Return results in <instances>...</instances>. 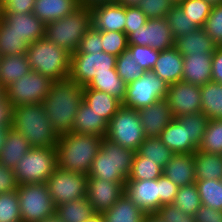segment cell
<instances>
[{
	"label": "cell",
	"mask_w": 222,
	"mask_h": 222,
	"mask_svg": "<svg viewBox=\"0 0 222 222\" xmlns=\"http://www.w3.org/2000/svg\"><path fill=\"white\" fill-rule=\"evenodd\" d=\"M83 91L84 86L69 78L54 81L51 85L42 104L59 136L72 132L75 115L83 102Z\"/></svg>",
	"instance_id": "6da1fadb"
},
{
	"label": "cell",
	"mask_w": 222,
	"mask_h": 222,
	"mask_svg": "<svg viewBox=\"0 0 222 222\" xmlns=\"http://www.w3.org/2000/svg\"><path fill=\"white\" fill-rule=\"evenodd\" d=\"M102 137L70 132L61 135L55 146L57 167L61 170L89 174L99 152Z\"/></svg>",
	"instance_id": "7a4b0ae2"
},
{
	"label": "cell",
	"mask_w": 222,
	"mask_h": 222,
	"mask_svg": "<svg viewBox=\"0 0 222 222\" xmlns=\"http://www.w3.org/2000/svg\"><path fill=\"white\" fill-rule=\"evenodd\" d=\"M11 127L22 134L32 147H55L60 137L42 103L13 107Z\"/></svg>",
	"instance_id": "3957f363"
},
{
	"label": "cell",
	"mask_w": 222,
	"mask_h": 222,
	"mask_svg": "<svg viewBox=\"0 0 222 222\" xmlns=\"http://www.w3.org/2000/svg\"><path fill=\"white\" fill-rule=\"evenodd\" d=\"M210 119L204 113L174 118L159 139L174 153L193 154L199 147Z\"/></svg>",
	"instance_id": "277c9868"
},
{
	"label": "cell",
	"mask_w": 222,
	"mask_h": 222,
	"mask_svg": "<svg viewBox=\"0 0 222 222\" xmlns=\"http://www.w3.org/2000/svg\"><path fill=\"white\" fill-rule=\"evenodd\" d=\"M135 151L122 147L103 137L88 178L126 182L131 172Z\"/></svg>",
	"instance_id": "5b68a950"
},
{
	"label": "cell",
	"mask_w": 222,
	"mask_h": 222,
	"mask_svg": "<svg viewBox=\"0 0 222 222\" xmlns=\"http://www.w3.org/2000/svg\"><path fill=\"white\" fill-rule=\"evenodd\" d=\"M91 26V9L80 5L63 18L45 24V38L72 55Z\"/></svg>",
	"instance_id": "8992f818"
},
{
	"label": "cell",
	"mask_w": 222,
	"mask_h": 222,
	"mask_svg": "<svg viewBox=\"0 0 222 222\" xmlns=\"http://www.w3.org/2000/svg\"><path fill=\"white\" fill-rule=\"evenodd\" d=\"M26 55L32 71L54 81L69 78L71 54L46 38L31 43Z\"/></svg>",
	"instance_id": "52a82bcc"
},
{
	"label": "cell",
	"mask_w": 222,
	"mask_h": 222,
	"mask_svg": "<svg viewBox=\"0 0 222 222\" xmlns=\"http://www.w3.org/2000/svg\"><path fill=\"white\" fill-rule=\"evenodd\" d=\"M56 168L55 147H31L13 170L19 186L46 183Z\"/></svg>",
	"instance_id": "ba28073f"
},
{
	"label": "cell",
	"mask_w": 222,
	"mask_h": 222,
	"mask_svg": "<svg viewBox=\"0 0 222 222\" xmlns=\"http://www.w3.org/2000/svg\"><path fill=\"white\" fill-rule=\"evenodd\" d=\"M16 191L22 222H42L55 214L56 206L47 183L19 185Z\"/></svg>",
	"instance_id": "9c48e42d"
},
{
	"label": "cell",
	"mask_w": 222,
	"mask_h": 222,
	"mask_svg": "<svg viewBox=\"0 0 222 222\" xmlns=\"http://www.w3.org/2000/svg\"><path fill=\"white\" fill-rule=\"evenodd\" d=\"M105 137L124 148L137 152L146 138L138 111L121 106L110 119Z\"/></svg>",
	"instance_id": "30bf717a"
},
{
	"label": "cell",
	"mask_w": 222,
	"mask_h": 222,
	"mask_svg": "<svg viewBox=\"0 0 222 222\" xmlns=\"http://www.w3.org/2000/svg\"><path fill=\"white\" fill-rule=\"evenodd\" d=\"M169 84L152 71L126 85V95L122 106L131 109L149 107L155 102L167 97Z\"/></svg>",
	"instance_id": "8fae6325"
},
{
	"label": "cell",
	"mask_w": 222,
	"mask_h": 222,
	"mask_svg": "<svg viewBox=\"0 0 222 222\" xmlns=\"http://www.w3.org/2000/svg\"><path fill=\"white\" fill-rule=\"evenodd\" d=\"M53 83L51 78L31 70L6 87L5 96L13 107L43 103Z\"/></svg>",
	"instance_id": "7c38bea8"
},
{
	"label": "cell",
	"mask_w": 222,
	"mask_h": 222,
	"mask_svg": "<svg viewBox=\"0 0 222 222\" xmlns=\"http://www.w3.org/2000/svg\"><path fill=\"white\" fill-rule=\"evenodd\" d=\"M117 56L104 51L73 53L70 61L69 79L81 86H87L92 78L99 74H112Z\"/></svg>",
	"instance_id": "4fadbf2b"
},
{
	"label": "cell",
	"mask_w": 222,
	"mask_h": 222,
	"mask_svg": "<svg viewBox=\"0 0 222 222\" xmlns=\"http://www.w3.org/2000/svg\"><path fill=\"white\" fill-rule=\"evenodd\" d=\"M87 178L85 173L65 171L57 167L46 182L55 206L86 198Z\"/></svg>",
	"instance_id": "5bb4252c"
},
{
	"label": "cell",
	"mask_w": 222,
	"mask_h": 222,
	"mask_svg": "<svg viewBox=\"0 0 222 222\" xmlns=\"http://www.w3.org/2000/svg\"><path fill=\"white\" fill-rule=\"evenodd\" d=\"M128 45L150 46L157 50L174 47V39L166 18L147 19L135 32L128 36Z\"/></svg>",
	"instance_id": "9a60e30c"
},
{
	"label": "cell",
	"mask_w": 222,
	"mask_h": 222,
	"mask_svg": "<svg viewBox=\"0 0 222 222\" xmlns=\"http://www.w3.org/2000/svg\"><path fill=\"white\" fill-rule=\"evenodd\" d=\"M166 99L173 118L201 112V90L198 85L183 80L170 84Z\"/></svg>",
	"instance_id": "2e32d148"
},
{
	"label": "cell",
	"mask_w": 222,
	"mask_h": 222,
	"mask_svg": "<svg viewBox=\"0 0 222 222\" xmlns=\"http://www.w3.org/2000/svg\"><path fill=\"white\" fill-rule=\"evenodd\" d=\"M125 183L87 178L86 198L95 212L103 213L110 209L125 193Z\"/></svg>",
	"instance_id": "e0dca14e"
},
{
	"label": "cell",
	"mask_w": 222,
	"mask_h": 222,
	"mask_svg": "<svg viewBox=\"0 0 222 222\" xmlns=\"http://www.w3.org/2000/svg\"><path fill=\"white\" fill-rule=\"evenodd\" d=\"M125 194L146 215L160 209L159 178L154 180L126 181Z\"/></svg>",
	"instance_id": "ac0fdd59"
},
{
	"label": "cell",
	"mask_w": 222,
	"mask_h": 222,
	"mask_svg": "<svg viewBox=\"0 0 222 222\" xmlns=\"http://www.w3.org/2000/svg\"><path fill=\"white\" fill-rule=\"evenodd\" d=\"M137 111L146 137H159L163 129L174 119L166 98Z\"/></svg>",
	"instance_id": "d6986e66"
},
{
	"label": "cell",
	"mask_w": 222,
	"mask_h": 222,
	"mask_svg": "<svg viewBox=\"0 0 222 222\" xmlns=\"http://www.w3.org/2000/svg\"><path fill=\"white\" fill-rule=\"evenodd\" d=\"M1 19L29 45L39 39L45 38V23L32 12L1 13Z\"/></svg>",
	"instance_id": "ffe728a7"
},
{
	"label": "cell",
	"mask_w": 222,
	"mask_h": 222,
	"mask_svg": "<svg viewBox=\"0 0 222 222\" xmlns=\"http://www.w3.org/2000/svg\"><path fill=\"white\" fill-rule=\"evenodd\" d=\"M92 26L99 31H118L125 33V6L112 2L91 8Z\"/></svg>",
	"instance_id": "44dd1931"
},
{
	"label": "cell",
	"mask_w": 222,
	"mask_h": 222,
	"mask_svg": "<svg viewBox=\"0 0 222 222\" xmlns=\"http://www.w3.org/2000/svg\"><path fill=\"white\" fill-rule=\"evenodd\" d=\"M212 56L196 53L185 55L182 80L198 86L212 81Z\"/></svg>",
	"instance_id": "7402d4cb"
},
{
	"label": "cell",
	"mask_w": 222,
	"mask_h": 222,
	"mask_svg": "<svg viewBox=\"0 0 222 222\" xmlns=\"http://www.w3.org/2000/svg\"><path fill=\"white\" fill-rule=\"evenodd\" d=\"M183 62L184 56L175 47L161 50L151 71L170 85L182 80Z\"/></svg>",
	"instance_id": "603a6c76"
},
{
	"label": "cell",
	"mask_w": 222,
	"mask_h": 222,
	"mask_svg": "<svg viewBox=\"0 0 222 222\" xmlns=\"http://www.w3.org/2000/svg\"><path fill=\"white\" fill-rule=\"evenodd\" d=\"M163 175L178 187L194 184L196 176L193 154H174L163 168Z\"/></svg>",
	"instance_id": "cb8c5ba5"
},
{
	"label": "cell",
	"mask_w": 222,
	"mask_h": 222,
	"mask_svg": "<svg viewBox=\"0 0 222 222\" xmlns=\"http://www.w3.org/2000/svg\"><path fill=\"white\" fill-rule=\"evenodd\" d=\"M108 123L84 101L74 118L72 132L105 137Z\"/></svg>",
	"instance_id": "d4e9b609"
},
{
	"label": "cell",
	"mask_w": 222,
	"mask_h": 222,
	"mask_svg": "<svg viewBox=\"0 0 222 222\" xmlns=\"http://www.w3.org/2000/svg\"><path fill=\"white\" fill-rule=\"evenodd\" d=\"M217 44L208 36L203 28L184 35L174 42V47L182 55L213 54Z\"/></svg>",
	"instance_id": "484cf974"
},
{
	"label": "cell",
	"mask_w": 222,
	"mask_h": 222,
	"mask_svg": "<svg viewBox=\"0 0 222 222\" xmlns=\"http://www.w3.org/2000/svg\"><path fill=\"white\" fill-rule=\"evenodd\" d=\"M27 139L12 127L8 129L5 142L0 150V163L14 169L16 164L31 149Z\"/></svg>",
	"instance_id": "4316f807"
},
{
	"label": "cell",
	"mask_w": 222,
	"mask_h": 222,
	"mask_svg": "<svg viewBox=\"0 0 222 222\" xmlns=\"http://www.w3.org/2000/svg\"><path fill=\"white\" fill-rule=\"evenodd\" d=\"M79 6L78 0H36L32 13L47 24L63 18Z\"/></svg>",
	"instance_id": "83f0119b"
},
{
	"label": "cell",
	"mask_w": 222,
	"mask_h": 222,
	"mask_svg": "<svg viewBox=\"0 0 222 222\" xmlns=\"http://www.w3.org/2000/svg\"><path fill=\"white\" fill-rule=\"evenodd\" d=\"M83 101L100 114L107 123L122 106L119 100L108 93L91 88H84Z\"/></svg>",
	"instance_id": "f1b7e54d"
},
{
	"label": "cell",
	"mask_w": 222,
	"mask_h": 222,
	"mask_svg": "<svg viewBox=\"0 0 222 222\" xmlns=\"http://www.w3.org/2000/svg\"><path fill=\"white\" fill-rule=\"evenodd\" d=\"M193 160L196 181L222 180V155L196 150Z\"/></svg>",
	"instance_id": "f546056e"
},
{
	"label": "cell",
	"mask_w": 222,
	"mask_h": 222,
	"mask_svg": "<svg viewBox=\"0 0 222 222\" xmlns=\"http://www.w3.org/2000/svg\"><path fill=\"white\" fill-rule=\"evenodd\" d=\"M102 214L105 222H143L146 216L125 193L110 209Z\"/></svg>",
	"instance_id": "4dcf8cb0"
},
{
	"label": "cell",
	"mask_w": 222,
	"mask_h": 222,
	"mask_svg": "<svg viewBox=\"0 0 222 222\" xmlns=\"http://www.w3.org/2000/svg\"><path fill=\"white\" fill-rule=\"evenodd\" d=\"M31 71L26 54L0 57V84L6 88Z\"/></svg>",
	"instance_id": "1f68e13d"
},
{
	"label": "cell",
	"mask_w": 222,
	"mask_h": 222,
	"mask_svg": "<svg viewBox=\"0 0 222 222\" xmlns=\"http://www.w3.org/2000/svg\"><path fill=\"white\" fill-rule=\"evenodd\" d=\"M201 112L210 120L222 119V84L210 81L202 86Z\"/></svg>",
	"instance_id": "d6a6232c"
},
{
	"label": "cell",
	"mask_w": 222,
	"mask_h": 222,
	"mask_svg": "<svg viewBox=\"0 0 222 222\" xmlns=\"http://www.w3.org/2000/svg\"><path fill=\"white\" fill-rule=\"evenodd\" d=\"M94 213L96 212L87 198H78L58 205L55 212L60 222H84Z\"/></svg>",
	"instance_id": "836d02e7"
},
{
	"label": "cell",
	"mask_w": 222,
	"mask_h": 222,
	"mask_svg": "<svg viewBox=\"0 0 222 222\" xmlns=\"http://www.w3.org/2000/svg\"><path fill=\"white\" fill-rule=\"evenodd\" d=\"M84 88L106 92L121 103L124 101L126 95V84L118 75L116 68L112 69V74H99L94 76Z\"/></svg>",
	"instance_id": "e575fe53"
},
{
	"label": "cell",
	"mask_w": 222,
	"mask_h": 222,
	"mask_svg": "<svg viewBox=\"0 0 222 222\" xmlns=\"http://www.w3.org/2000/svg\"><path fill=\"white\" fill-rule=\"evenodd\" d=\"M29 44L0 18V57L26 54Z\"/></svg>",
	"instance_id": "d590c367"
},
{
	"label": "cell",
	"mask_w": 222,
	"mask_h": 222,
	"mask_svg": "<svg viewBox=\"0 0 222 222\" xmlns=\"http://www.w3.org/2000/svg\"><path fill=\"white\" fill-rule=\"evenodd\" d=\"M137 153L148 160L157 162L162 168L166 166L174 155L159 137H146L139 146Z\"/></svg>",
	"instance_id": "8d00e7d4"
},
{
	"label": "cell",
	"mask_w": 222,
	"mask_h": 222,
	"mask_svg": "<svg viewBox=\"0 0 222 222\" xmlns=\"http://www.w3.org/2000/svg\"><path fill=\"white\" fill-rule=\"evenodd\" d=\"M162 175L163 168L157 162L148 160L135 152L127 181L154 180Z\"/></svg>",
	"instance_id": "74e56055"
},
{
	"label": "cell",
	"mask_w": 222,
	"mask_h": 222,
	"mask_svg": "<svg viewBox=\"0 0 222 222\" xmlns=\"http://www.w3.org/2000/svg\"><path fill=\"white\" fill-rule=\"evenodd\" d=\"M166 20L171 29L174 41L190 34L199 27L190 20L178 4H174L166 14Z\"/></svg>",
	"instance_id": "f35d334b"
},
{
	"label": "cell",
	"mask_w": 222,
	"mask_h": 222,
	"mask_svg": "<svg viewBox=\"0 0 222 222\" xmlns=\"http://www.w3.org/2000/svg\"><path fill=\"white\" fill-rule=\"evenodd\" d=\"M202 205L222 210V181L200 180L195 182Z\"/></svg>",
	"instance_id": "ab89813d"
},
{
	"label": "cell",
	"mask_w": 222,
	"mask_h": 222,
	"mask_svg": "<svg viewBox=\"0 0 222 222\" xmlns=\"http://www.w3.org/2000/svg\"><path fill=\"white\" fill-rule=\"evenodd\" d=\"M197 150L222 155V119L209 121Z\"/></svg>",
	"instance_id": "60d3db41"
},
{
	"label": "cell",
	"mask_w": 222,
	"mask_h": 222,
	"mask_svg": "<svg viewBox=\"0 0 222 222\" xmlns=\"http://www.w3.org/2000/svg\"><path fill=\"white\" fill-rule=\"evenodd\" d=\"M182 212L193 215L202 206L196 184L179 187L173 203Z\"/></svg>",
	"instance_id": "b9f144b4"
},
{
	"label": "cell",
	"mask_w": 222,
	"mask_h": 222,
	"mask_svg": "<svg viewBox=\"0 0 222 222\" xmlns=\"http://www.w3.org/2000/svg\"><path fill=\"white\" fill-rule=\"evenodd\" d=\"M115 68L126 85L139 79L145 72L144 69L137 64L135 58L132 57L128 49L117 56Z\"/></svg>",
	"instance_id": "7bdbcfd3"
},
{
	"label": "cell",
	"mask_w": 222,
	"mask_h": 222,
	"mask_svg": "<svg viewBox=\"0 0 222 222\" xmlns=\"http://www.w3.org/2000/svg\"><path fill=\"white\" fill-rule=\"evenodd\" d=\"M187 17L199 28H203L212 10V5L204 0H181L177 3Z\"/></svg>",
	"instance_id": "ee69618b"
},
{
	"label": "cell",
	"mask_w": 222,
	"mask_h": 222,
	"mask_svg": "<svg viewBox=\"0 0 222 222\" xmlns=\"http://www.w3.org/2000/svg\"><path fill=\"white\" fill-rule=\"evenodd\" d=\"M0 222H22L17 191L0 194Z\"/></svg>",
	"instance_id": "f6af8a7d"
},
{
	"label": "cell",
	"mask_w": 222,
	"mask_h": 222,
	"mask_svg": "<svg viewBox=\"0 0 222 222\" xmlns=\"http://www.w3.org/2000/svg\"><path fill=\"white\" fill-rule=\"evenodd\" d=\"M102 47L104 52L119 56L128 49L127 35L118 31H102Z\"/></svg>",
	"instance_id": "bcb514c9"
},
{
	"label": "cell",
	"mask_w": 222,
	"mask_h": 222,
	"mask_svg": "<svg viewBox=\"0 0 222 222\" xmlns=\"http://www.w3.org/2000/svg\"><path fill=\"white\" fill-rule=\"evenodd\" d=\"M128 50L144 71H151L153 69L160 53V50L142 45H128Z\"/></svg>",
	"instance_id": "7dc6e473"
},
{
	"label": "cell",
	"mask_w": 222,
	"mask_h": 222,
	"mask_svg": "<svg viewBox=\"0 0 222 222\" xmlns=\"http://www.w3.org/2000/svg\"><path fill=\"white\" fill-rule=\"evenodd\" d=\"M203 29L218 46H222V3L212 7Z\"/></svg>",
	"instance_id": "c3c4849f"
},
{
	"label": "cell",
	"mask_w": 222,
	"mask_h": 222,
	"mask_svg": "<svg viewBox=\"0 0 222 222\" xmlns=\"http://www.w3.org/2000/svg\"><path fill=\"white\" fill-rule=\"evenodd\" d=\"M175 3L172 0H141L138 8L148 19L166 18V14Z\"/></svg>",
	"instance_id": "681fc988"
},
{
	"label": "cell",
	"mask_w": 222,
	"mask_h": 222,
	"mask_svg": "<svg viewBox=\"0 0 222 222\" xmlns=\"http://www.w3.org/2000/svg\"><path fill=\"white\" fill-rule=\"evenodd\" d=\"M103 51L102 47V31L96 30L93 26L83 36L74 53H87Z\"/></svg>",
	"instance_id": "f907efd6"
},
{
	"label": "cell",
	"mask_w": 222,
	"mask_h": 222,
	"mask_svg": "<svg viewBox=\"0 0 222 222\" xmlns=\"http://www.w3.org/2000/svg\"><path fill=\"white\" fill-rule=\"evenodd\" d=\"M155 215L162 222H196L193 215L182 212L174 204L163 205Z\"/></svg>",
	"instance_id": "816d5d0a"
},
{
	"label": "cell",
	"mask_w": 222,
	"mask_h": 222,
	"mask_svg": "<svg viewBox=\"0 0 222 222\" xmlns=\"http://www.w3.org/2000/svg\"><path fill=\"white\" fill-rule=\"evenodd\" d=\"M125 34L128 36L131 32L144 25L147 21V16L137 6L125 7Z\"/></svg>",
	"instance_id": "f5cc1de1"
},
{
	"label": "cell",
	"mask_w": 222,
	"mask_h": 222,
	"mask_svg": "<svg viewBox=\"0 0 222 222\" xmlns=\"http://www.w3.org/2000/svg\"><path fill=\"white\" fill-rule=\"evenodd\" d=\"M160 208L166 204H172L179 187L170 181L165 175L159 177Z\"/></svg>",
	"instance_id": "db71d44e"
},
{
	"label": "cell",
	"mask_w": 222,
	"mask_h": 222,
	"mask_svg": "<svg viewBox=\"0 0 222 222\" xmlns=\"http://www.w3.org/2000/svg\"><path fill=\"white\" fill-rule=\"evenodd\" d=\"M36 0H4L1 3V13H21L33 12Z\"/></svg>",
	"instance_id": "11a10c76"
},
{
	"label": "cell",
	"mask_w": 222,
	"mask_h": 222,
	"mask_svg": "<svg viewBox=\"0 0 222 222\" xmlns=\"http://www.w3.org/2000/svg\"><path fill=\"white\" fill-rule=\"evenodd\" d=\"M17 187L14 170L0 163V194L14 192Z\"/></svg>",
	"instance_id": "9f6ffc18"
},
{
	"label": "cell",
	"mask_w": 222,
	"mask_h": 222,
	"mask_svg": "<svg viewBox=\"0 0 222 222\" xmlns=\"http://www.w3.org/2000/svg\"><path fill=\"white\" fill-rule=\"evenodd\" d=\"M196 222H222V210L202 205L194 214Z\"/></svg>",
	"instance_id": "6f0895ef"
},
{
	"label": "cell",
	"mask_w": 222,
	"mask_h": 222,
	"mask_svg": "<svg viewBox=\"0 0 222 222\" xmlns=\"http://www.w3.org/2000/svg\"><path fill=\"white\" fill-rule=\"evenodd\" d=\"M13 106L6 96L0 99V129L11 128Z\"/></svg>",
	"instance_id": "680465c9"
},
{
	"label": "cell",
	"mask_w": 222,
	"mask_h": 222,
	"mask_svg": "<svg viewBox=\"0 0 222 222\" xmlns=\"http://www.w3.org/2000/svg\"><path fill=\"white\" fill-rule=\"evenodd\" d=\"M212 81L222 84V46H217L212 56Z\"/></svg>",
	"instance_id": "91938a15"
},
{
	"label": "cell",
	"mask_w": 222,
	"mask_h": 222,
	"mask_svg": "<svg viewBox=\"0 0 222 222\" xmlns=\"http://www.w3.org/2000/svg\"><path fill=\"white\" fill-rule=\"evenodd\" d=\"M79 4L91 9L94 6L116 2V0H78Z\"/></svg>",
	"instance_id": "94428289"
},
{
	"label": "cell",
	"mask_w": 222,
	"mask_h": 222,
	"mask_svg": "<svg viewBox=\"0 0 222 222\" xmlns=\"http://www.w3.org/2000/svg\"><path fill=\"white\" fill-rule=\"evenodd\" d=\"M84 222H105L103 214L102 213H94L92 216H90L87 220Z\"/></svg>",
	"instance_id": "6125c7cd"
},
{
	"label": "cell",
	"mask_w": 222,
	"mask_h": 222,
	"mask_svg": "<svg viewBox=\"0 0 222 222\" xmlns=\"http://www.w3.org/2000/svg\"><path fill=\"white\" fill-rule=\"evenodd\" d=\"M141 0H116L117 3L125 6V7H133L138 6Z\"/></svg>",
	"instance_id": "be15d7a7"
},
{
	"label": "cell",
	"mask_w": 222,
	"mask_h": 222,
	"mask_svg": "<svg viewBox=\"0 0 222 222\" xmlns=\"http://www.w3.org/2000/svg\"><path fill=\"white\" fill-rule=\"evenodd\" d=\"M7 131H8L7 128H1L0 129V150L3 147V144L5 142V137L7 135Z\"/></svg>",
	"instance_id": "e7e4bbea"
},
{
	"label": "cell",
	"mask_w": 222,
	"mask_h": 222,
	"mask_svg": "<svg viewBox=\"0 0 222 222\" xmlns=\"http://www.w3.org/2000/svg\"><path fill=\"white\" fill-rule=\"evenodd\" d=\"M143 222H162L155 214L146 215Z\"/></svg>",
	"instance_id": "03108f58"
},
{
	"label": "cell",
	"mask_w": 222,
	"mask_h": 222,
	"mask_svg": "<svg viewBox=\"0 0 222 222\" xmlns=\"http://www.w3.org/2000/svg\"><path fill=\"white\" fill-rule=\"evenodd\" d=\"M42 222H60L58 216L54 214L53 216H49L45 218Z\"/></svg>",
	"instance_id": "003e7915"
},
{
	"label": "cell",
	"mask_w": 222,
	"mask_h": 222,
	"mask_svg": "<svg viewBox=\"0 0 222 222\" xmlns=\"http://www.w3.org/2000/svg\"><path fill=\"white\" fill-rule=\"evenodd\" d=\"M204 1L210 3L212 6L222 3V0H204Z\"/></svg>",
	"instance_id": "a7ac6f4b"
},
{
	"label": "cell",
	"mask_w": 222,
	"mask_h": 222,
	"mask_svg": "<svg viewBox=\"0 0 222 222\" xmlns=\"http://www.w3.org/2000/svg\"><path fill=\"white\" fill-rule=\"evenodd\" d=\"M5 96V88L0 84V99Z\"/></svg>",
	"instance_id": "89a4df30"
},
{
	"label": "cell",
	"mask_w": 222,
	"mask_h": 222,
	"mask_svg": "<svg viewBox=\"0 0 222 222\" xmlns=\"http://www.w3.org/2000/svg\"><path fill=\"white\" fill-rule=\"evenodd\" d=\"M175 4H177L178 2H180L181 0H172Z\"/></svg>",
	"instance_id": "2644e50d"
}]
</instances>
